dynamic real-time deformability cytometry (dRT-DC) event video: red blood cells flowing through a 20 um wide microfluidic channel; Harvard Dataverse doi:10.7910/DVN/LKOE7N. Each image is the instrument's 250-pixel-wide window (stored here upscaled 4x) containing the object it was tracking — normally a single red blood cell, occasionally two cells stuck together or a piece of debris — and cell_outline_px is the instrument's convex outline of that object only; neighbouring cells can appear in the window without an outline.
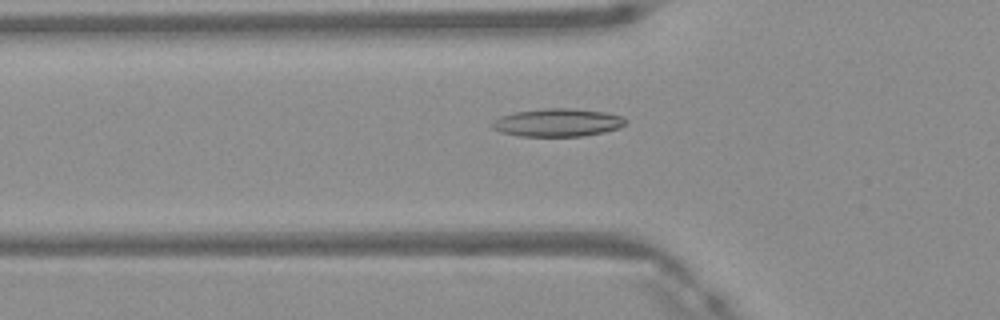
{"species": "Egyptian fruit bat (a non-hibernating species)", "species_latin": "Rousettus aegyptiacus", "temperature_condition": "warm", "stored_images_in_passage": 38, "camera_frame_rate_fps": 3000, "um_per_image_px": 0.085, "frame": {"image": 1, "passage_image": 6, "time_ms": 1.667, "image_size_px": [1000, 320], "cell_outline_px": [[628, 124], [620, 128], [604, 132], [584, 136], [520, 136], [500, 132], [492, 128], [492, 120], [500, 116], [516, 112], [544, 108], [572, 108], [604, 112], [624, 116], [628, 120]], "centroid_in_image_um": [47.44, 10.42], "position_along_channel_um": 78.4, "area_um2": 22.02}}
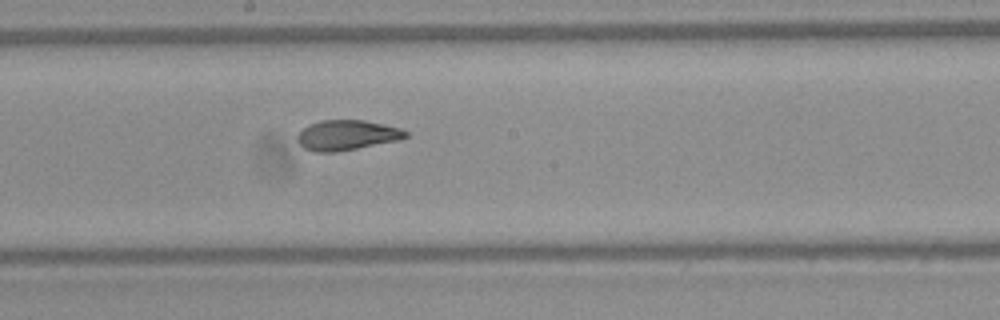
{"frame": {"image": 2, "passage_image": 16, "time_ms": 5.0, "image_size_px": [1000, 320], "cell_outline_px": [[408, 136], [400, 140], [336, 152], [312, 152], [304, 148], [296, 140], [296, 136], [308, 124], [320, 120], [364, 120], [384, 124], [400, 128], [408, 132]], "centroid_in_image_um": [29.47, 11.49], "position_along_channel_um": 218.7, "area_um2": 19.13}}
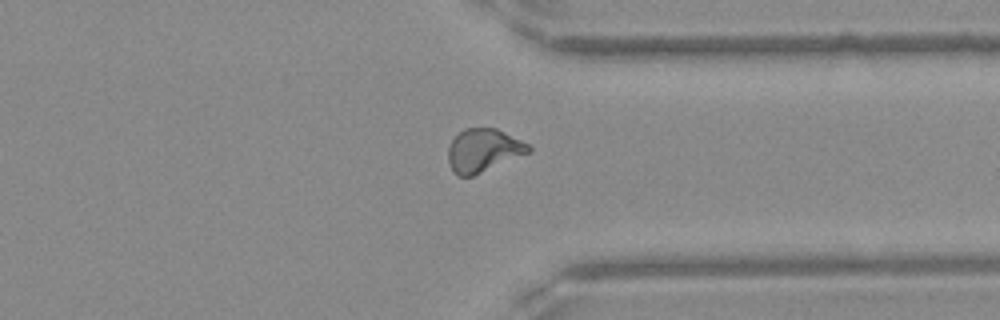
{"frame": {"image": 3, "passage_image": 27, "time_ms": 8.667, "image_size_px": [1000, 320], "cell_outline_px": [[532, 152], [472, 176], [456, 176], [452, 172], [448, 164], [448, 148], [452, 140], [464, 128], [496, 128], [528, 144], [532, 148]], "centroid_in_image_um": [41.07, 12.8], "position_along_channel_um": 370.3, "area_um2": 20.29}, "authors_computed_cell_mechanics": {"area_um2": 19.8832, "velocity_mm_per_s": 4.1761, "shape_relaxation_time_tau1_ms": 8.827, "shape_relaxation_time_tau2_ms": 1.4057, "deformation_change_tau1": 0.2454, "deformation_change_tau2": 0.0801}}